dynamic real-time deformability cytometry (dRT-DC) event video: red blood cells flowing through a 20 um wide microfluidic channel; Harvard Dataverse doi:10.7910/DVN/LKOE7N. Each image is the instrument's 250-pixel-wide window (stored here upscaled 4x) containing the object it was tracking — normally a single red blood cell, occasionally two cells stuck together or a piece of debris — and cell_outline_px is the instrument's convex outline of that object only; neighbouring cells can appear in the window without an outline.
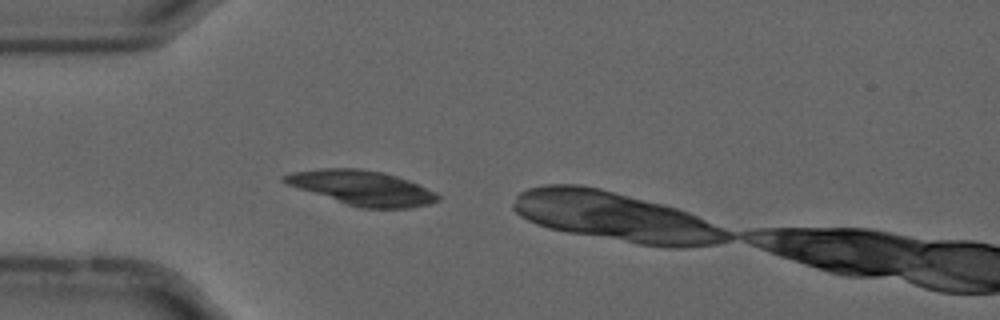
{"species": "common noctule bat (a hibernating species)", "species_latin": "Nyctalus noctula", "temperature_condition": "cold", "stored_images_in_passage": 5, "camera_frame_rate_fps": 3000, "um_per_image_px": 0.085, "animal": {"sex": "male", "forearm_length_mm": 52.5}, "frame": {"image": 1, "passage_image": 4, "time_ms": 1.0, "image_size_px": [1000, 320], "cell_outline_px": [[440, 200], [428, 204], [412, 208], [360, 208], [288, 184], [280, 180], [284, 176], [292, 172], [320, 168], [360, 168], [384, 172], [420, 184], [436, 192], [440, 196]], "centroid_in_image_um": [30.85, 15.96], "position_along_channel_um": 54.1, "area_um2": 30.69}}